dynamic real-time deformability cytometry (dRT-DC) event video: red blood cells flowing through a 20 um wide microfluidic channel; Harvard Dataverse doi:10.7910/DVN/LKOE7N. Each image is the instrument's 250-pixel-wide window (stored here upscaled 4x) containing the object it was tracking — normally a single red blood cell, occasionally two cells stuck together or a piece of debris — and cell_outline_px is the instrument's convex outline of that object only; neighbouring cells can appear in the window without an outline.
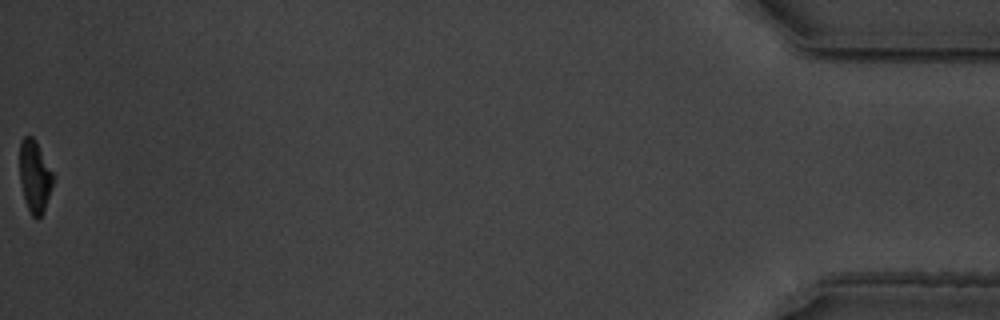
{"species": "common noctule bat (a hibernating species)", "species_latin": "Nyctalus noctula", "temperature_condition": "warm", "stored_images_in_passage": 40, "camera_frame_rate_fps": 3000, "um_per_image_px": 0.085, "animal": {"sex": "male", "body_mass_g": 19.5, "forearm_length_mm": 54.6}, "frame": {"image": 1, "passage_image": 40, "time_ms": 13.0, "image_size_px": [1000, 320], "cell_outline_px": [[52, 184], [44, 212], [36, 220], [32, 216], [28, 208], [24, 196], [20, 180], [20, 140], [24, 136], [32, 136], [36, 140], [52, 172]], "centroid_in_image_um": [2.94, 14.98], "position_along_channel_um": 432.3, "area_um2": 13.76}, "authors_computed_cell_mechanics": {"area_um2": 15.9239, "velocity_mm_per_s": 3.5306, "shape_relaxation_time_tau1_ms": 2.3788, "shape_relaxation_time_tau2_ms": 3.9168, "deformation_change_tau1": 0.1357, "deformation_change_tau2": 0.1081}}